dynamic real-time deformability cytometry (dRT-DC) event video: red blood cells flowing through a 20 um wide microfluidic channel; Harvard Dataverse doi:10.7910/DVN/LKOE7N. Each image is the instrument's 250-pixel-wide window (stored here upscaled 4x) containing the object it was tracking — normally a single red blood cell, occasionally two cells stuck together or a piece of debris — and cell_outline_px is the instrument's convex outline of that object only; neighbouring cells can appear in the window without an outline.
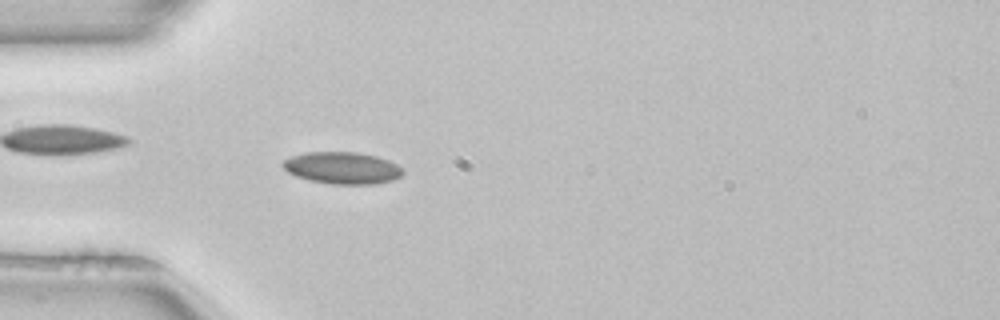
{"species": "common noctule bat (a hibernating species)", "species_latin": "Nyctalus noctula", "temperature_condition": "room temperature", "stored_images_in_passage": 51, "camera_frame_rate_fps": 3000, "um_per_image_px": 0.085, "animal": {"sex": "female", "body_mass_g": 22.7, "forearm_length_mm": 54.2}, "frame": {"image": 1, "passage_image": 15, "time_ms": 4.667, "image_size_px": [1000, 320], "cell_outline_px": [[404, 172], [400, 176], [392, 180], [372, 184], [332, 184], [308, 180], [296, 176], [288, 172], [280, 164], [284, 160], [292, 156], [304, 152], [356, 152], [376, 156], [388, 160], [396, 164]], "centroid_in_image_um": [29.06, 14.27], "position_along_channel_um": 55.9, "area_um2": 22.25}}
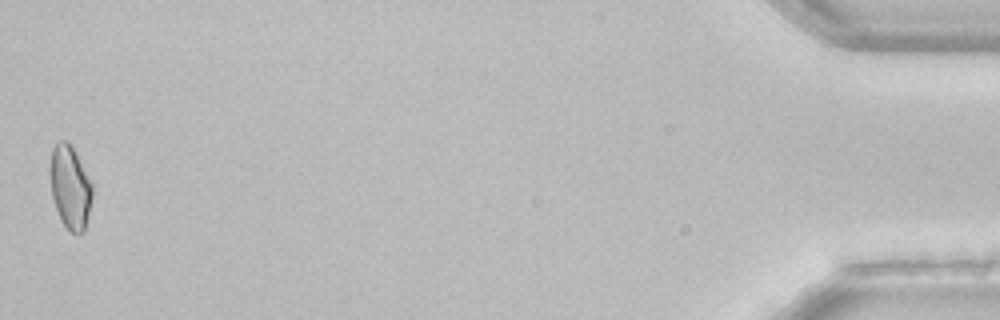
{"frame": {"image": 2, "passage_image": 51, "time_ms": 16.667, "image_size_px": [1000, 320], "cell_outline_px": [[92, 196], [84, 232], [76, 236], [60, 220], [52, 196], [52, 148], [56, 140], [68, 140], [92, 184]], "centroid_in_image_um": [5.98, 15.94], "position_along_channel_um": 429.2, "area_um2": 19.88}, "authors_computed_cell_mechanics": {"area_um2": 21.0392, "velocity_mm_per_s": 3.9712, "shape_relaxation_time_tau1_ms": null, "shape_relaxation_time_tau2_ms": 5.1701, "deformation_change_tau1": null, "deformation_change_tau2": 0.0891}}